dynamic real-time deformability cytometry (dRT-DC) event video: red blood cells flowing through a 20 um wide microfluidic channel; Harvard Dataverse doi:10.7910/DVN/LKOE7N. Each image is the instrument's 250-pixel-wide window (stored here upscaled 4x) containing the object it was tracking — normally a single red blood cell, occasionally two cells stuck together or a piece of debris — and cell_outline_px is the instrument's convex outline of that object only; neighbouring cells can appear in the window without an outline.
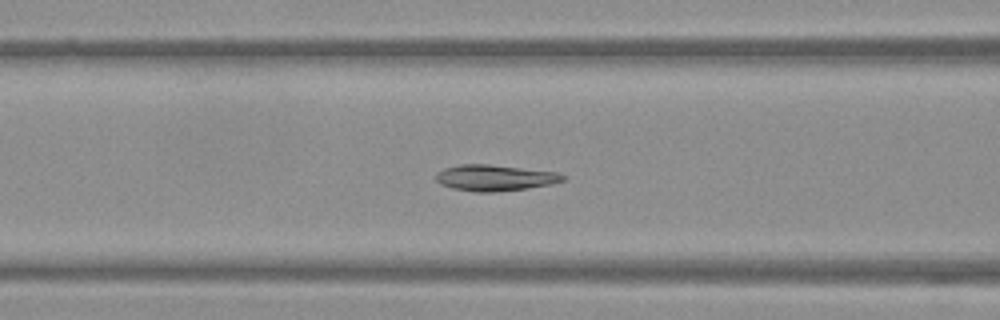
{"species": "Egyptian fruit bat (a non-hibernating species)", "species_latin": "Rousettus aegyptiacus", "temperature_condition": "warm", "stored_images_in_passage": 53, "camera_frame_rate_fps": 3000, "um_per_image_px": 0.085, "frame": {"image": 1, "passage_image": 21, "time_ms": 6.667, "image_size_px": [1000, 320], "cell_outline_px": [[568, 176], [564, 180], [552, 184], [528, 188], [496, 192], [476, 192], [452, 188], [440, 184], [436, 180], [436, 172], [444, 168], [460, 164], [488, 164], [556, 172]], "centroid_in_image_um": [42.05, 15.11], "position_along_channel_um": 124.5, "area_um2": 19.36}}
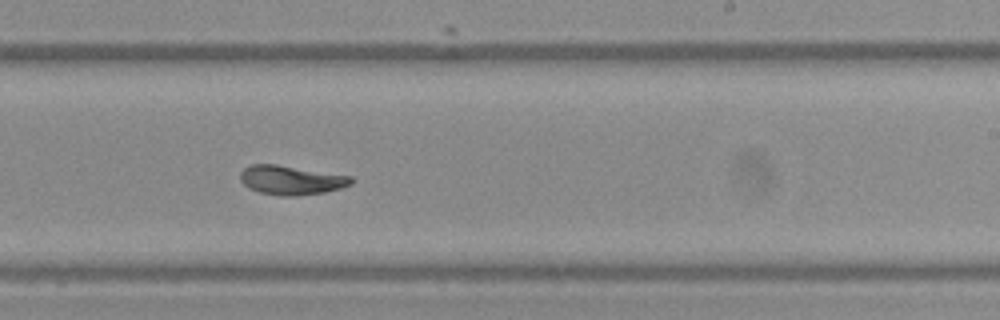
{"frame": {"image": 2, "passage_image": 32, "time_ms": 10.333, "image_size_px": [1000, 320], "cell_outline_px": [[352, 184], [340, 188], [324, 192], [296, 196], [280, 196], [260, 192], [248, 188], [240, 180], [240, 172], [244, 168], [252, 164], [276, 164], [352, 176]], "centroid_in_image_um": [24.73, 15.31], "position_along_channel_um": 264.3, "area_um2": 18.84}}
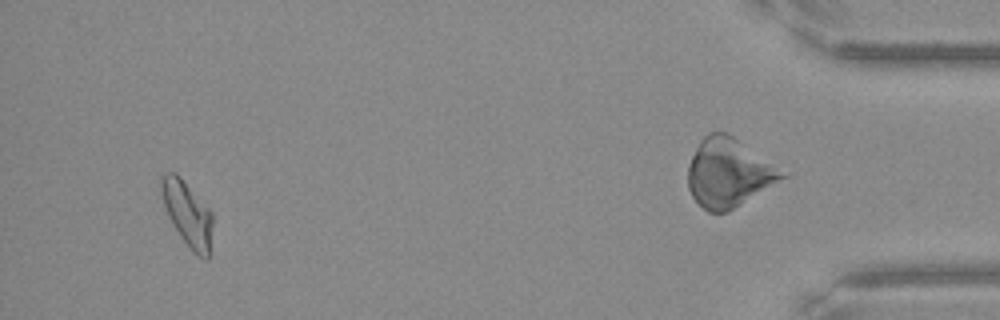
{"frame": {"image": 3, "passage_image": 50, "time_ms": 16.333, "image_size_px": [1000, 320], "cell_outline_px": [[212, 224], [208, 260], [204, 260], [196, 256], [192, 252], [172, 224], [168, 216], [160, 192], [160, 176], [168, 172], [176, 172], [180, 176], [212, 212]], "centroid_in_image_um": [15.92, 18.17], "position_along_channel_um": 419.3, "area_um2": 19.42}, "authors_computed_cell_mechanics": {"area_um2": 19.363, "velocity_mm_per_s": 3.8116, "shape_relaxation_time_tau1_ms": 3.7164, "shape_relaxation_time_tau2_ms": 2.5039, "deformation_change_tau1": 0.1503, "deformation_change_tau2": 0.0387}}